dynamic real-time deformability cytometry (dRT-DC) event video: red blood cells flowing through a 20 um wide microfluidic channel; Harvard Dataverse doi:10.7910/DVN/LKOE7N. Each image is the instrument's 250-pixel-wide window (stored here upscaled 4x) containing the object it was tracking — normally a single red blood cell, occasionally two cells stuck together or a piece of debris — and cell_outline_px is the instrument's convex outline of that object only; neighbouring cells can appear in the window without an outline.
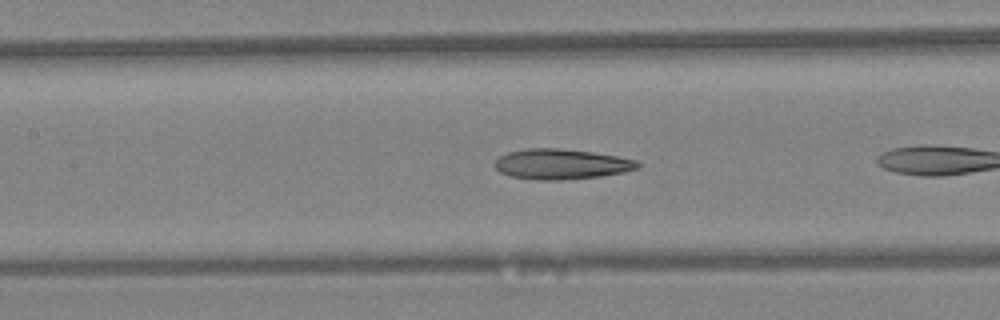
{"species": "Egyptian fruit bat (a non-hibernating species)", "species_latin": "Rousettus aegyptiacus", "temperature_condition": "warm", "stored_images_in_passage": 8, "camera_frame_rate_fps": 3000, "um_per_image_px": 0.085, "animal": {"sex": "female"}, "frame": {"image": 1, "passage_image": 7, "time_ms": 2.0, "image_size_px": [1000, 320], "cell_outline_px": [[640, 168], [624, 172], [600, 176], [556, 180], [540, 180], [512, 176], [500, 172], [496, 168], [496, 160], [500, 156], [508, 152], [524, 148], [556, 148], [592, 152], [616, 156], [636, 160], [640, 164]], "centroid_in_image_um": [47.72, 13.94], "position_along_channel_um": 159.7, "area_um2": 24.97}}